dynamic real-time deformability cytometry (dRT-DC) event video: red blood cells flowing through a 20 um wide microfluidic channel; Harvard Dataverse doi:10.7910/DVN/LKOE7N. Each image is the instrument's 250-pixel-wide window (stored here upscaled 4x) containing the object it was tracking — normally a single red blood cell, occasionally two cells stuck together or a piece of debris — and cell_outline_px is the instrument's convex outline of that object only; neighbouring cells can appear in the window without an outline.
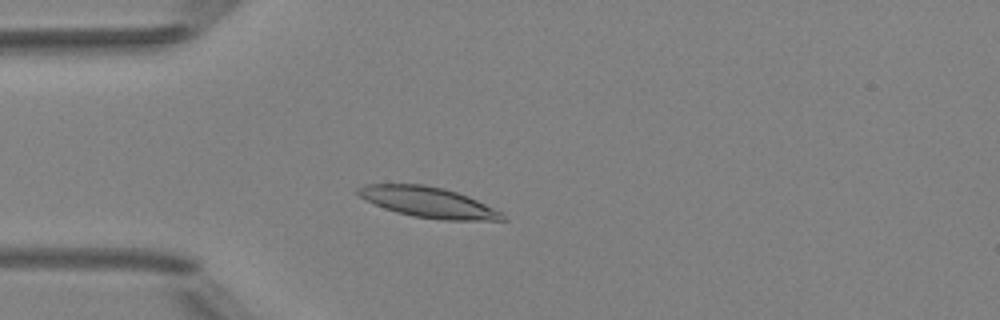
{"species": "Egyptian fruit bat (a non-hibernating species)", "species_latin": "Rousettus aegyptiacus", "temperature_condition": "room temperature", "stored_images_in_passage": 5, "camera_frame_rate_fps": 3000, "um_per_image_px": 0.085, "animal": {"sex": "female"}, "frame": {"image": 1, "passage_image": 3, "time_ms": 2.333, "image_size_px": [1000, 320], "cell_outline_px": [[508, 220], [444, 220], [412, 216], [396, 212], [384, 208], [360, 196], [356, 192], [356, 188], [364, 184], [424, 184], [444, 188], [468, 196], [504, 212]], "centroid_in_image_um": [36.45, 17.19], "position_along_channel_um": 48.6, "area_um2": 25.72}}
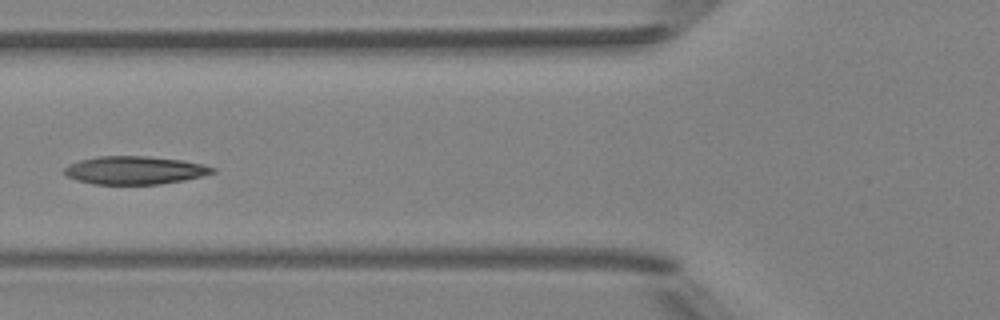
{"frame": {"image": 2, "passage_image": 5, "time_ms": 4.333, "image_size_px": [1000, 320], "cell_outline_px": [[216, 172], [184, 180], [160, 184], [92, 184], [68, 176], [64, 172], [64, 168], [68, 164], [80, 160], [100, 156], [148, 156], [180, 160], [200, 164], [216, 168]], "centroid_in_image_um": [11.45, 14.47], "position_along_channel_um": 114.4, "area_um2": 23.99}}